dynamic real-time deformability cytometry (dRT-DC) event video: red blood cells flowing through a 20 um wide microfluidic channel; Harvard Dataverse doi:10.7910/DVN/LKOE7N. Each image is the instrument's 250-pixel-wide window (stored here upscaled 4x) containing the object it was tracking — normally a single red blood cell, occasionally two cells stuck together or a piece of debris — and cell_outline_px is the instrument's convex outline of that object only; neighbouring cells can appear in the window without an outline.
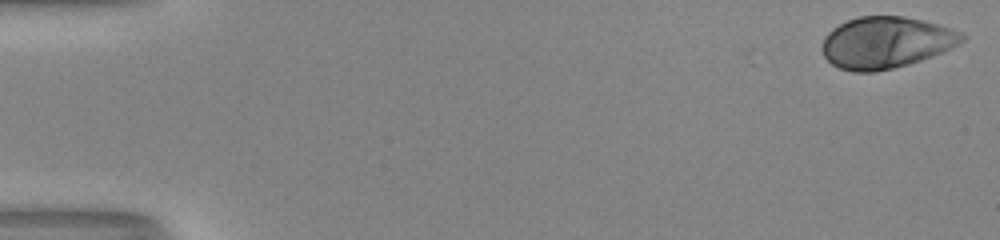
{"species": "human", "species_latin": "Homo sapiens", "temperature_condition": "room temperature", "stored_images_in_passage": 12, "camera_frame_rate_fps": 3000, "um_per_image_px": 0.085, "donor": {"sex": "male"}, "frame": {"image": 1, "passage_image": 1, "time_ms": 0.0, "image_size_px": [1000, 240], "cell_outline_px": [[964, 40], [932, 56], [908, 64], [892, 68], [872, 72], [852, 72], [840, 68], [832, 64], [824, 56], [824, 36], [832, 28], [848, 20], [860, 16], [900, 16], [920, 20], [952, 28], [960, 32], [964, 36]], "centroid_in_image_um": [75.27, 3.61], "position_along_channel_um": 9.7, "area_um2": 41.33}}